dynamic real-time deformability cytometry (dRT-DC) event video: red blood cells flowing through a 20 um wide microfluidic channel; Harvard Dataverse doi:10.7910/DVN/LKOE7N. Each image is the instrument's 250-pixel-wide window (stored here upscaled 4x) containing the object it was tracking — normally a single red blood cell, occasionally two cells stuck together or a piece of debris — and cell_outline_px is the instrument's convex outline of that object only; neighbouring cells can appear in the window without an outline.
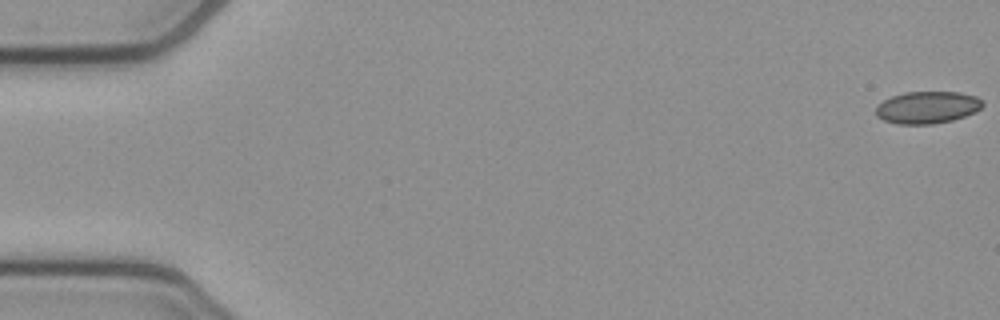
{"species": "common noctule bat (a hibernating species)", "species_latin": "Nyctalus noctula", "temperature_condition": "cold", "stored_images_in_passage": 16, "camera_frame_rate_fps": 3000, "um_per_image_px": 0.085, "animal": {"sex": "female", "body_mass_g": 21.9}, "frame": {"image": 1, "passage_image": 1, "time_ms": 0.0, "image_size_px": [1000, 320], "cell_outline_px": [[984, 104], [976, 112], [952, 120], [932, 124], [896, 124], [884, 120], [876, 116], [876, 108], [884, 100], [892, 96], [904, 92], [960, 92], [976, 96], [984, 100]], "centroid_in_image_um": [78.85, 9.12], "position_along_channel_um": 6.2, "area_um2": 20.06}}
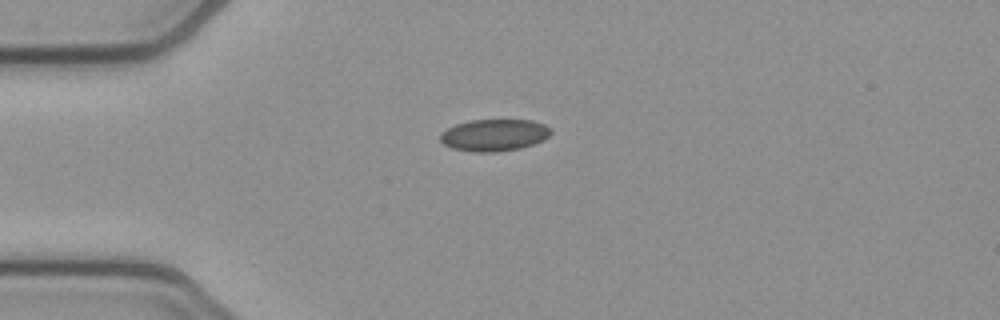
{"frame": {"image": 2, "passage_image": 14, "time_ms": 4.333, "image_size_px": [1000, 320], "cell_outline_px": [[552, 132], [544, 140], [520, 148], [496, 152], [476, 152], [452, 148], [444, 144], [440, 140], [440, 132], [456, 124], [468, 120], [532, 120], [544, 124], [552, 128]], "centroid_in_image_um": [42.01, 11.47], "position_along_channel_um": 43.0, "area_um2": 20.63}}